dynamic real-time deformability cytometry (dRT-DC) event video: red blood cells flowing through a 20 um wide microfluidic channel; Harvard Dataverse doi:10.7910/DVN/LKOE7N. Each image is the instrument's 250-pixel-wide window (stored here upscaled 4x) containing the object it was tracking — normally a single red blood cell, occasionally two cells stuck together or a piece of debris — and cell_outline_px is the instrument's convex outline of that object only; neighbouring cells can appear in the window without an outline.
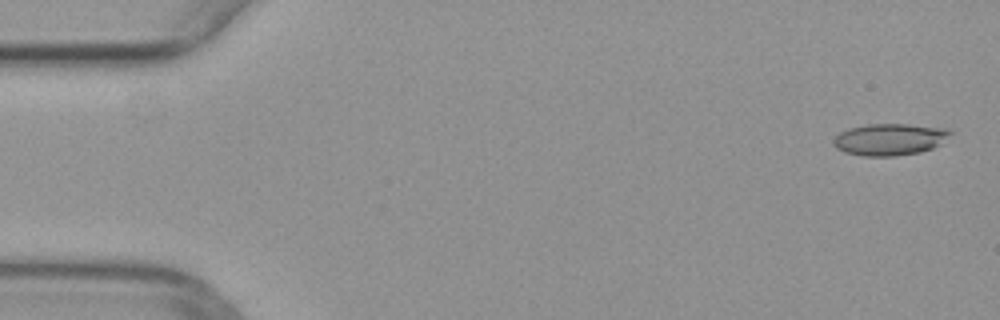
{"species": "common noctule bat (a hibernating species)", "species_latin": "Nyctalus noctula", "temperature_condition": "warm", "stored_images_in_passage": 50, "camera_frame_rate_fps": 3000, "um_per_image_px": 0.085, "animal": {"sex": "female", "body_mass_g": 29.2, "forearm_length_mm": 56.3}, "frame": {"image": 1, "passage_image": 1, "time_ms": 0.0, "image_size_px": [1000, 320], "cell_outline_px": [[952, 132], [940, 144], [932, 148], [920, 152], [892, 156], [864, 156], [844, 152], [836, 148], [832, 144], [832, 140], [840, 132], [848, 128], [868, 124], [908, 124], [944, 128]], "centroid_in_image_um": [75.57, 11.85], "position_along_channel_um": 9.4, "area_um2": 21.56}}
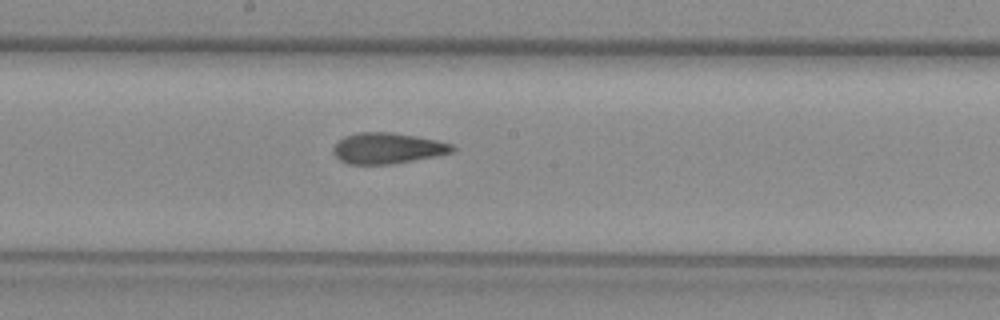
{"frame": {"image": 2, "passage_image": 26, "time_ms": 8.333, "image_size_px": [1000, 320], "cell_outline_px": [[456, 148], [452, 152], [392, 164], [348, 164], [340, 160], [332, 152], [332, 148], [344, 136], [356, 132], [392, 132], [416, 136], [436, 140], [452, 144]], "centroid_in_image_um": [32.9, 12.59], "position_along_channel_um": 215.3, "area_um2": 21.27}}
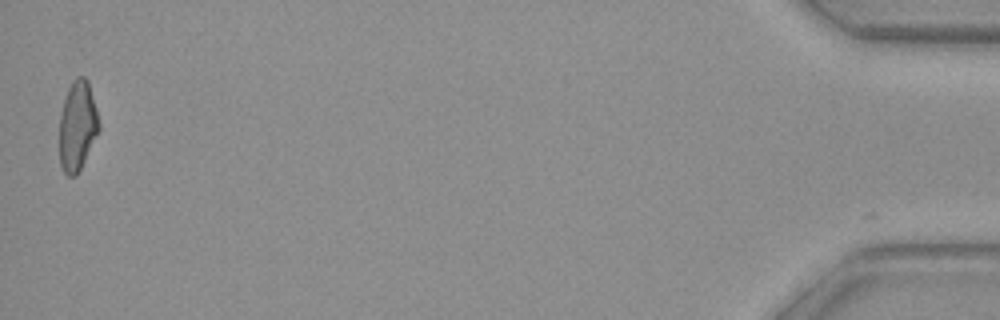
{"frame": {"image": 3, "passage_image": 49, "time_ms": 16.0, "image_size_px": [1000, 320], "cell_outline_px": [[100, 128], [76, 176], [68, 176], [64, 172], [60, 164], [60, 112], [68, 88], [72, 80], [76, 76], [84, 76], [88, 80], [96, 108], [100, 124]], "centroid_in_image_um": [6.58, 10.66], "position_along_channel_um": 428.6, "area_um2": 20.52}}